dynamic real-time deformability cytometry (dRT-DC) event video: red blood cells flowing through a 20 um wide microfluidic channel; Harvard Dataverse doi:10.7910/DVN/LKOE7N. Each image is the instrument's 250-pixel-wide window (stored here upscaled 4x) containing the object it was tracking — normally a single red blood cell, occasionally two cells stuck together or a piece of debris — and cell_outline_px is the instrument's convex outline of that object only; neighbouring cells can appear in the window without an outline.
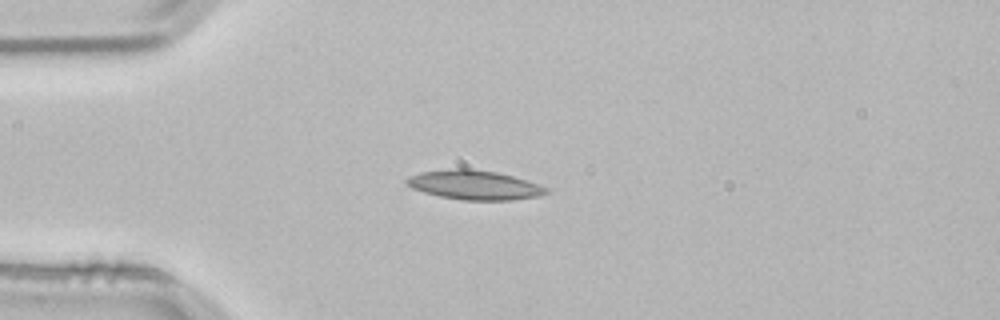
{"species": "common noctule bat (a hibernating species)", "species_latin": "Nyctalus noctula", "temperature_condition": "room temperature", "stored_images_in_passage": 46, "camera_frame_rate_fps": 3000, "um_per_image_px": 0.085, "animal": {"sex": "male", "body_mass_g": 21.5, "forearm_length_mm": 52.0}, "frame": {"image": 1, "passage_image": 11, "time_ms": 3.333, "image_size_px": [1000, 320], "cell_outline_px": [[552, 192], [540, 196], [512, 200], [464, 200], [440, 196], [424, 192], [412, 188], [404, 180], [408, 176], [420, 172], [448, 168], [468, 168], [496, 172], [512, 176], [540, 184], [552, 188]], "centroid_in_image_um": [40.38, 15.72], "position_along_channel_um": 44.6, "area_um2": 24.16}}
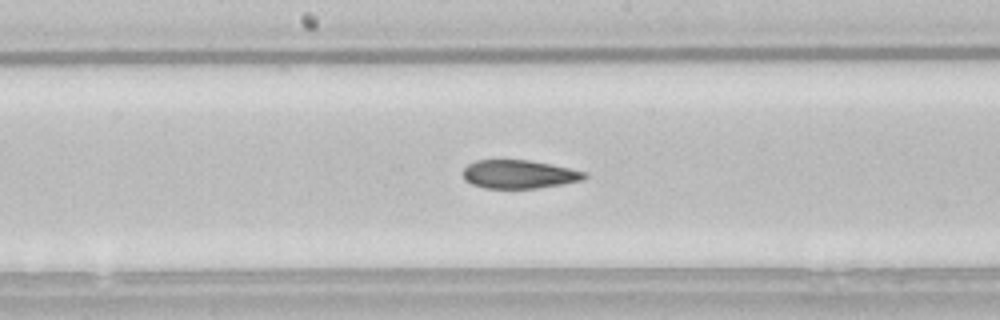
{"frame": {"image": 2, "passage_image": 25, "time_ms": 8.0, "image_size_px": [1000, 320], "cell_outline_px": [[588, 176], [584, 180], [536, 188], [484, 188], [472, 184], [464, 180], [464, 168], [468, 164], [476, 160], [528, 160], [552, 164], [588, 172]], "centroid_in_image_um": [44.15, 14.81], "position_along_channel_um": 204.1, "area_um2": 20.17}}
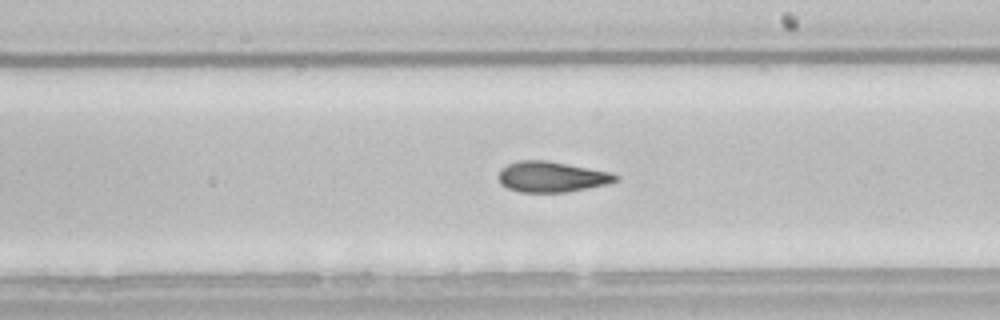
{"frame": {"image": 3, "passage_image": 28, "time_ms": 9.0, "image_size_px": [1000, 320], "cell_outline_px": [[620, 180], [608, 184], [568, 192], [520, 192], [508, 188], [500, 184], [500, 168], [516, 160], [544, 160], [588, 168], [608, 172], [620, 176]], "centroid_in_image_um": [46.89, 15.03], "position_along_channel_um": 242.1, "area_um2": 20.81}, "authors_computed_cell_mechanics": {"area_um2": 21.2704, "velocity_mm_per_s": 3.816, "shape_relaxation_time_tau1_ms": null, "shape_relaxation_time_tau2_ms": 3.7874, "deformation_change_tau1": null, "deformation_change_tau2": 0.1125}}